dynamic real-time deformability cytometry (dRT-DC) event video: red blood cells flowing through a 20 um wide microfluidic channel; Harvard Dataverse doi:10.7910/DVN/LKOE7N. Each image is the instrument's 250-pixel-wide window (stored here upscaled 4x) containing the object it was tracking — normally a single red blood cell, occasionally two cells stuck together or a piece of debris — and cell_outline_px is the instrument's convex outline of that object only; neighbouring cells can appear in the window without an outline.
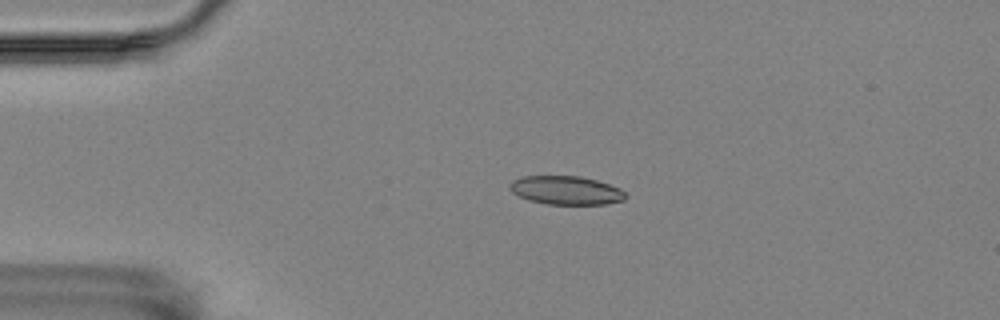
{"species": "Egyptian fruit bat (a non-hibernating species)", "species_latin": "Rousettus aegyptiacus", "temperature_condition": "room temperature", "stored_images_in_passage": 58, "camera_frame_rate_fps": 3000, "um_per_image_px": 0.085, "animal": {"sex": "female"}, "frame": {"image": 1, "passage_image": 12, "time_ms": 3.667, "image_size_px": [1000, 320], "cell_outline_px": [[628, 196], [624, 200], [604, 204], [548, 204], [528, 200], [512, 192], [508, 188], [508, 184], [512, 180], [520, 176], [580, 176], [596, 180], [620, 188]], "centroid_in_image_um": [48.08, 16.17], "position_along_channel_um": 36.9, "area_um2": 19.36}}
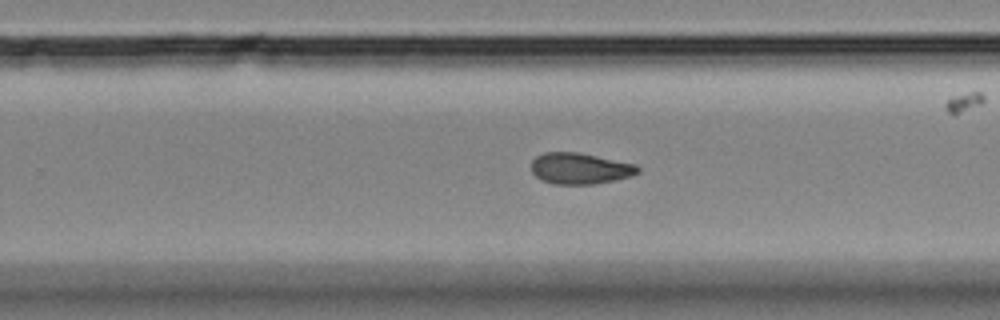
{"frame": {"image": 2, "passage_image": 36, "time_ms": 11.667, "image_size_px": [1000, 320], "cell_outline_px": [[640, 172], [632, 176], [616, 180], [596, 184], [552, 184], [536, 176], [532, 172], [532, 160], [536, 156], [544, 152], [576, 152], [636, 164], [640, 168]], "centroid_in_image_um": [49.32, 14.32], "position_along_channel_um": 280.5, "area_um2": 19.36}}
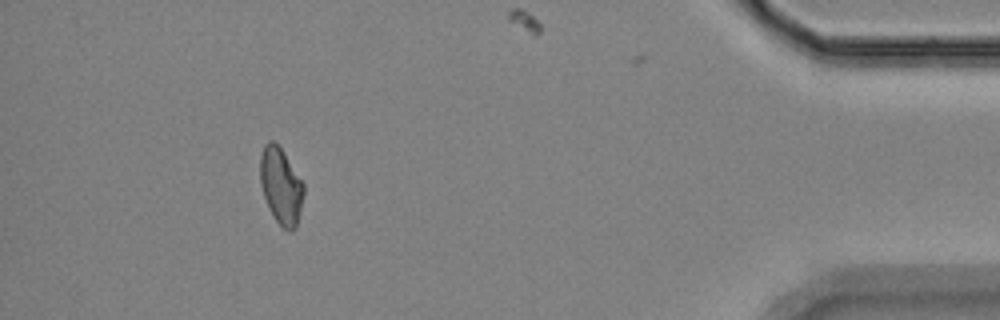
{"frame": {"image": 3, "passage_image": 52, "time_ms": 17.0, "image_size_px": [1000, 320], "cell_outline_px": [[304, 192], [296, 228], [292, 232], [288, 232], [276, 220], [264, 196], [260, 184], [260, 156], [264, 144], [268, 140], [272, 140], [284, 152], [304, 184]], "centroid_in_image_um": [23.88, 15.79], "position_along_channel_um": 411.3, "area_um2": 19.19}, "authors_computed_cell_mechanics": {"area_um2": 19.4208, "velocity_mm_per_s": 3.4734, "shape_relaxation_time_tau1_ms": null, "shape_relaxation_time_tau2_ms": 4.7913, "deformation_change_tau1": null, "deformation_change_tau2": 0.0956}}